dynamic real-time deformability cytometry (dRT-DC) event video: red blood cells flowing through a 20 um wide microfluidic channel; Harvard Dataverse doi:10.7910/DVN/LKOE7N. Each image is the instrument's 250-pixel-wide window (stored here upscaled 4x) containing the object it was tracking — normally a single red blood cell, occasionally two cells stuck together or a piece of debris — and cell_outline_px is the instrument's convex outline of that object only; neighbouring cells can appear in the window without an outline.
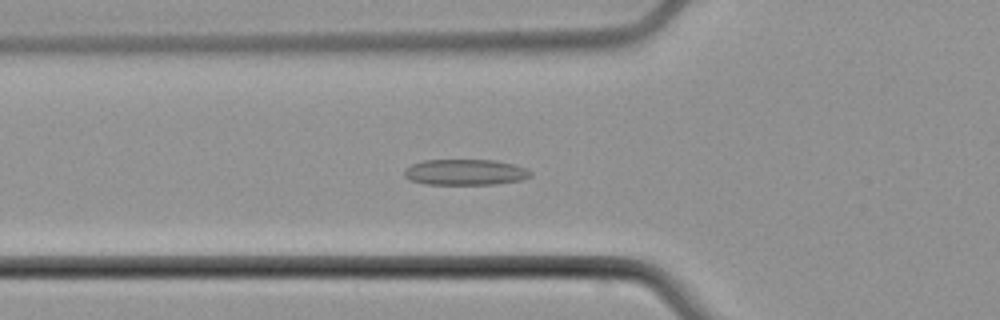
{"species": "common noctule bat (a hibernating species)", "species_latin": "Nyctalus noctula", "temperature_condition": "cold", "stored_images_in_passage": 49, "camera_frame_rate_fps": 3000, "um_per_image_px": 0.085, "animal": {"sex": "male", "body_mass_g": 21.5, "forearm_length_mm": 52.0}, "frame": {"image": 1, "passage_image": 17, "time_ms": 5.333, "image_size_px": [1000, 320], "cell_outline_px": [[532, 176], [520, 180], [496, 184], [424, 184], [408, 180], [404, 176], [404, 168], [412, 164], [424, 160], [492, 160], [512, 164], [524, 168], [532, 172]], "centroid_in_image_um": [39.49, 14.64], "position_along_channel_um": 86.3, "area_um2": 19.02}}
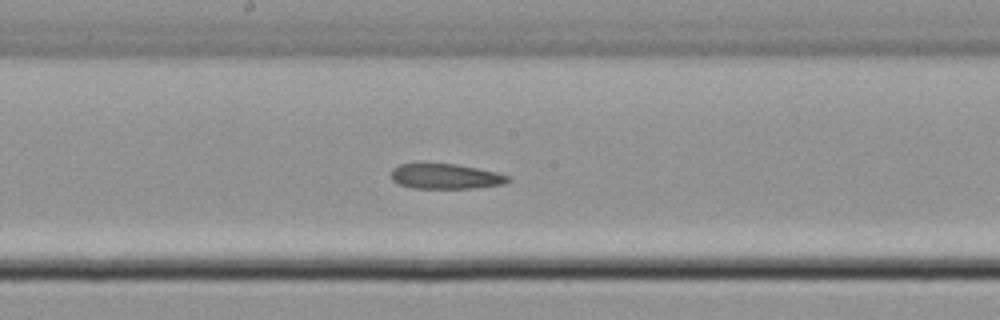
{"frame": {"image": 2, "passage_image": 26, "time_ms": 8.333, "image_size_px": [1000, 320], "cell_outline_px": [[512, 180], [504, 184], [476, 188], [412, 188], [400, 184], [392, 180], [392, 168], [400, 164], [420, 160], [424, 160], [456, 164], [496, 172], [508, 176]], "centroid_in_image_um": [37.81, 14.94], "position_along_channel_um": 210.4, "area_um2": 17.86}}
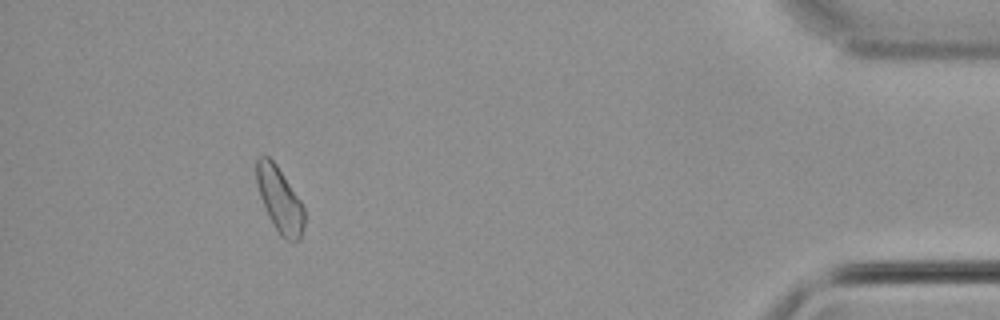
{"frame": {"image": 3, "passage_image": 45, "time_ms": 14.667, "image_size_px": [1000, 320], "cell_outline_px": [[304, 228], [300, 240], [292, 244], [284, 240], [280, 236], [268, 216], [260, 196], [256, 184], [256, 156], [268, 156], [276, 164], [300, 200], [304, 208]], "centroid_in_image_um": [23.77, 17.03], "position_along_channel_um": 411.4, "area_um2": 18.38}}